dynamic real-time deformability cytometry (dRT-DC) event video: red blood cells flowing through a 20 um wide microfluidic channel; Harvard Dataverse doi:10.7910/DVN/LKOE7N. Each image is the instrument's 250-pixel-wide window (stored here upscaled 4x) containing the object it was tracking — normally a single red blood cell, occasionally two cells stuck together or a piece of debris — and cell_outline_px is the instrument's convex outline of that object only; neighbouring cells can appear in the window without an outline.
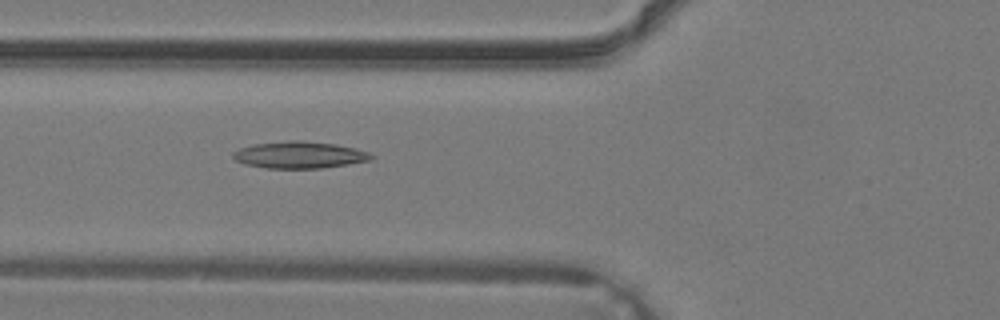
{"species": "common noctule bat (a hibernating species)", "species_latin": "Nyctalus noctula", "temperature_condition": "warm", "stored_images_in_passage": 36, "camera_frame_rate_fps": 3000, "um_per_image_px": 0.085, "animal": {"sex": "male", "body_mass_g": 19.2, "forearm_length_mm": 51.8}, "frame": {"image": 1, "passage_image": 14, "time_ms": 4.333, "image_size_px": [1000, 320], "cell_outline_px": [[376, 156], [372, 160], [324, 168], [268, 168], [244, 164], [236, 160], [232, 156], [232, 152], [240, 148], [252, 144], [288, 140], [304, 140], [336, 144], [356, 148], [368, 152]], "centroid_in_image_um": [25.47, 13.16], "position_along_channel_um": 100.3, "area_um2": 21.85}}
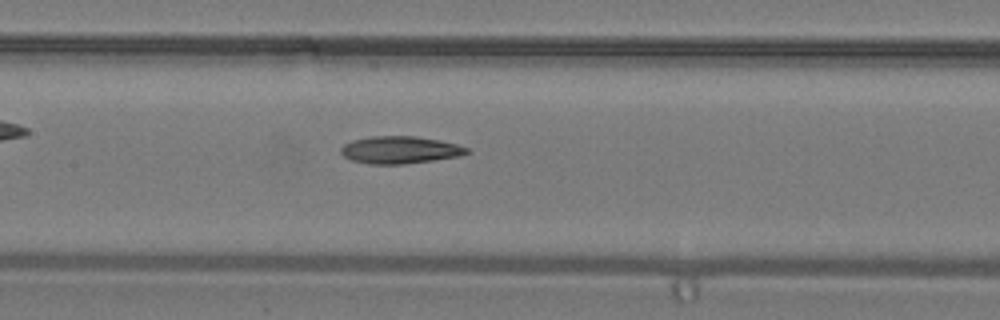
{"frame": {"image": 2, "passage_image": 18, "time_ms": 5.667, "image_size_px": [1000, 320], "cell_outline_px": [[472, 152], [460, 156], [404, 164], [368, 164], [352, 160], [344, 156], [340, 152], [340, 148], [344, 144], [352, 140], [368, 136], [416, 136], [440, 140], [456, 144], [468, 148]], "centroid_in_image_um": [33.99, 12.73], "position_along_channel_um": 173.4, "area_um2": 20.17}}
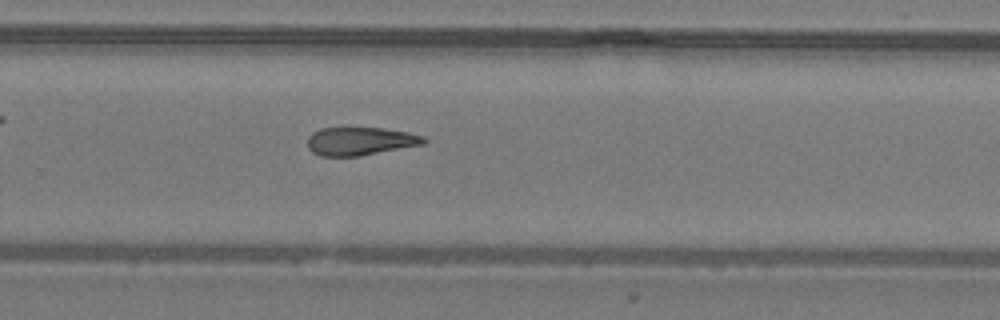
{"frame": {"image": 3, "passage_image": 25, "time_ms": 8.0, "image_size_px": [1000, 320], "cell_outline_px": [[428, 140], [424, 144], [360, 156], [320, 156], [312, 152], [308, 148], [308, 136], [312, 132], [320, 128], [380, 128], [408, 132], [424, 136]], "centroid_in_image_um": [30.61, 12.0], "position_along_channel_um": 299.2, "area_um2": 19.13}}